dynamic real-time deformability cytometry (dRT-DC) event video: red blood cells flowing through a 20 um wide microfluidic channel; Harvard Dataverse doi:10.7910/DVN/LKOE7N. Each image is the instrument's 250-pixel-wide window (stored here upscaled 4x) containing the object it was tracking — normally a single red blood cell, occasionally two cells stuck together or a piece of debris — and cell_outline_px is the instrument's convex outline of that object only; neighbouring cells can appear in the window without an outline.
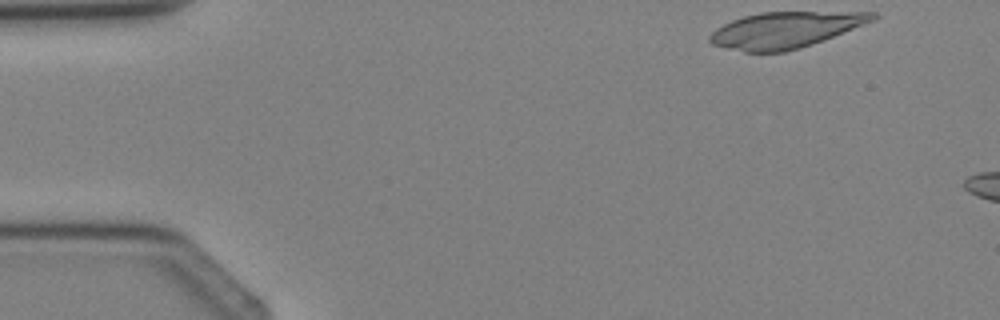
{"species": "Egyptian fruit bat (a non-hibernating species)", "species_latin": "Rousettus aegyptiacus", "temperature_condition": "cold", "stored_images_in_passage": 3, "camera_frame_rate_fps": 3000, "um_per_image_px": 0.085, "animal": {"sex": "female"}, "frame": {"image": 1, "passage_image": 1, "time_ms": 0.0, "image_size_px": [1000, 320], "cell_outline_px": [[880, 16], [876, 20], [812, 44], [800, 48], [784, 52], [744, 52], [712, 44], [708, 40], [708, 36], [716, 28], [732, 20], [744, 16], [760, 12], [876, 12]], "centroid_in_image_um": [66.76, 2.54], "position_along_channel_um": 18.2, "area_um2": 34.16}}